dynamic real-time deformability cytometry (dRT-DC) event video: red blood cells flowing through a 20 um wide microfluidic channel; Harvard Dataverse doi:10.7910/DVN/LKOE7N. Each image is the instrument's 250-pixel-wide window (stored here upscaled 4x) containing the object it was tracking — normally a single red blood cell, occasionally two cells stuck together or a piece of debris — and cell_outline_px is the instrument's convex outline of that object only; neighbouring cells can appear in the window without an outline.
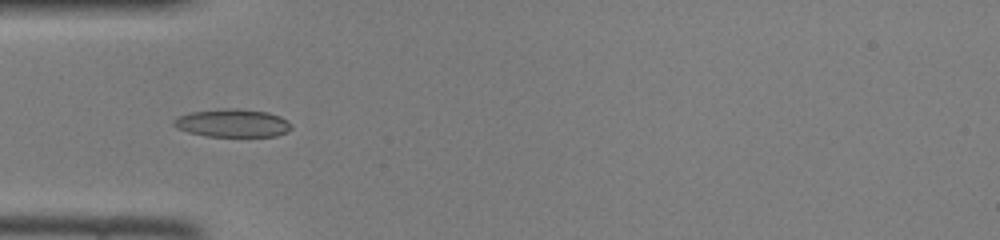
{"species": "common noctule bat (a hibernating species)", "species_latin": "Nyctalus noctula", "temperature_condition": "room temperature", "stored_images_in_passage": 33, "camera_frame_rate_fps": 3000, "um_per_image_px": 0.085, "animal": {"sex": "female", "body_mass_g": 22.0, "forearm_length_mm": 56.7}, "frame": {"image": 1, "passage_image": 1, "time_ms": 0.0, "image_size_px": [1000, 240], "cell_outline_px": [[292, 128], [288, 132], [276, 136], [208, 136], [188, 132], [176, 128], [172, 124], [172, 120], [176, 116], [188, 112], [224, 108], [240, 108], [268, 112], [280, 116], [288, 120], [292, 124]], "centroid_in_image_um": [19.75, 10.45], "position_along_channel_um": 65.2, "area_um2": 19.59}}
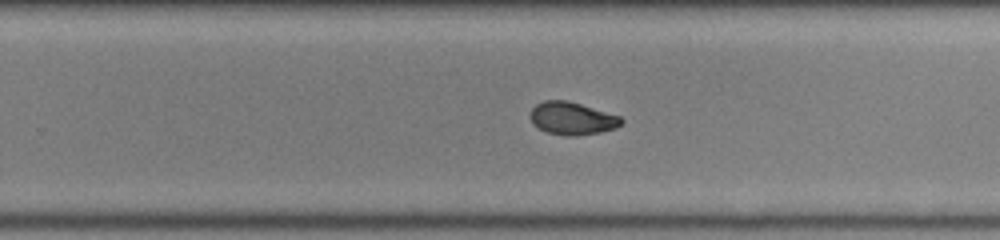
{"frame": {"image": 2, "passage_image": 16, "time_ms": 5.0, "image_size_px": [1000, 240], "cell_outline_px": [[624, 120], [616, 128], [600, 132], [576, 136], [564, 136], [548, 132], [536, 128], [532, 124], [532, 108], [536, 104], [544, 100], [564, 100], [580, 104], [620, 116]], "centroid_in_image_um": [48.62, 10.08], "position_along_channel_um": 281.2, "area_um2": 17.22}}
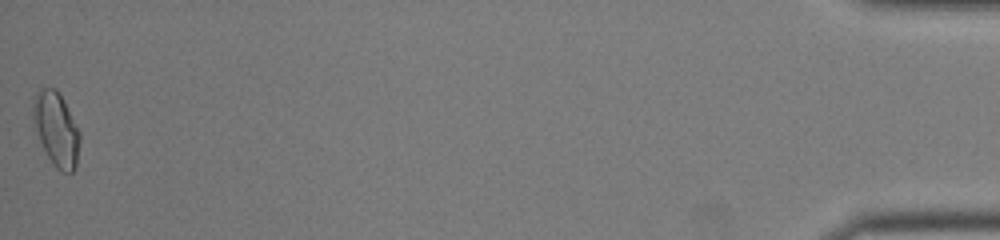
{"frame": {"image": 3, "passage_image": 33, "time_ms": 10.667, "image_size_px": [1000, 240], "cell_outline_px": [[80, 140], [76, 168], [72, 172], [60, 172], [52, 164], [32, 128], [32, 112], [36, 96], [44, 88], [56, 88], [80, 132]], "centroid_in_image_um": [4.77, 11.05], "position_along_channel_um": 430.4, "area_um2": 20.06}}